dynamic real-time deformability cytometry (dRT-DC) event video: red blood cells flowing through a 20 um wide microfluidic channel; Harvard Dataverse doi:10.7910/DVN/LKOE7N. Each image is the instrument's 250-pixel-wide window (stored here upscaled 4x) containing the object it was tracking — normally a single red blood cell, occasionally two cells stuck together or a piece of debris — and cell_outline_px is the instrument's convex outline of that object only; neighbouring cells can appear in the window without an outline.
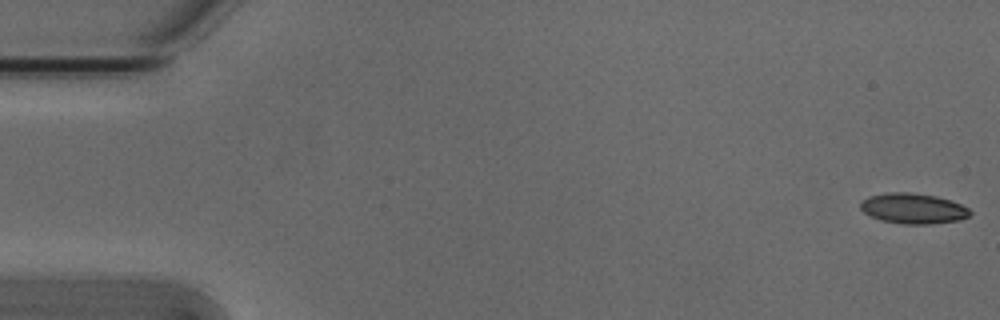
{"species": "Egyptian fruit bat (a non-hibernating species)", "species_latin": "Rousettus aegyptiacus", "temperature_condition": "cold", "stored_images_in_passage": 54, "camera_frame_rate_fps": 3000, "um_per_image_px": 0.085, "animal": {"sex": "male"}, "frame": {"image": 1, "passage_image": 1, "time_ms": 0.0, "image_size_px": [1000, 320], "cell_outline_px": [[972, 212], [968, 216], [960, 220], [932, 224], [904, 224], [880, 220], [864, 212], [860, 208], [860, 204], [868, 196], [888, 192], [908, 192], [936, 196], [952, 200], [968, 208]], "centroid_in_image_um": [77.64, 17.72], "position_along_channel_um": 7.4, "area_um2": 19.42}}
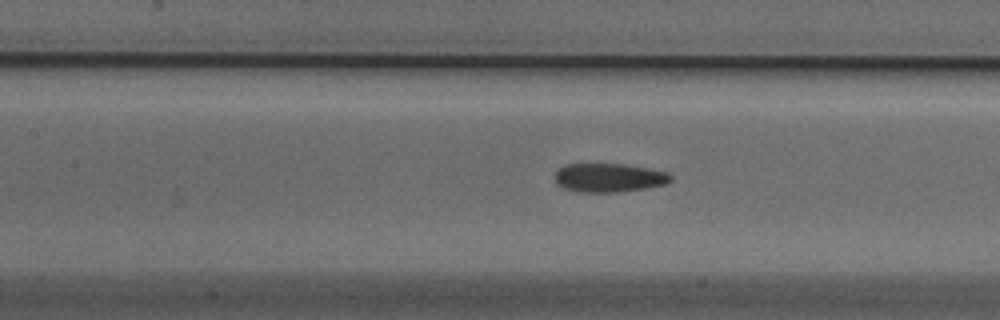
{"frame": {"image": 2, "passage_image": 24, "time_ms": 7.667, "image_size_px": [1000, 320], "cell_outline_px": [[672, 180], [664, 184], [644, 188], [620, 192], [580, 192], [564, 188], [556, 184], [556, 172], [564, 164], [624, 164], [668, 172], [672, 176]], "centroid_in_image_um": [51.75, 15.1], "position_along_channel_um": 155.6, "area_um2": 19.31}}
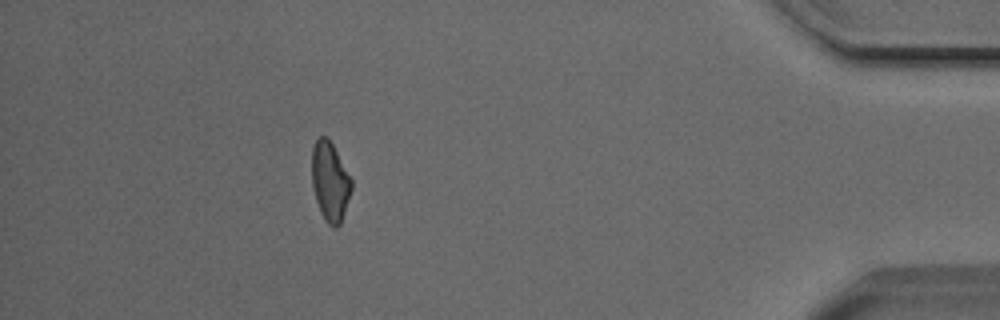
{"frame": {"image": 3, "passage_image": 48, "time_ms": 15.667, "image_size_px": [1000, 320], "cell_outline_px": [[352, 188], [340, 224], [336, 228], [332, 228], [324, 220], [320, 212], [316, 200], [312, 184], [312, 148], [316, 140], [320, 136], [328, 136], [352, 180]], "centroid_in_image_um": [28.04, 15.43], "position_along_channel_um": 407.2, "area_um2": 18.26}, "authors_computed_cell_mechanics": {"area_um2": 19.4208, "velocity_mm_per_s": 3.8329, "shape_relaxation_time_tau1_ms": 7.1378, "shape_relaxation_time_tau2_ms": 2.7929, "deformation_change_tau1": 0.1426, "deformation_change_tau2": 0.0792}}